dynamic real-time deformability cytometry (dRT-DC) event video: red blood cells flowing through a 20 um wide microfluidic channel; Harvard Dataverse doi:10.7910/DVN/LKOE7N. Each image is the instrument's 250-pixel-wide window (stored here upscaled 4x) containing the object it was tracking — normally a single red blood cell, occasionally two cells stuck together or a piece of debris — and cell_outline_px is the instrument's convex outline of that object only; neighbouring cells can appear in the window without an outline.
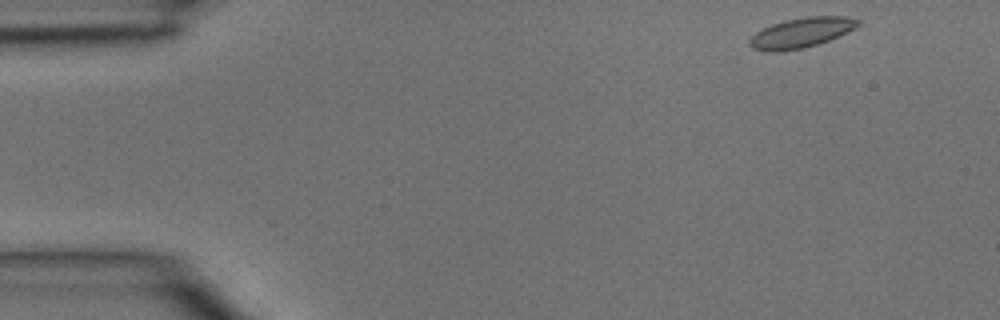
{"species": "common noctule bat (a hibernating species)", "species_latin": "Nyctalus noctula", "temperature_condition": "room temperature", "stored_images_in_passage": 3, "camera_frame_rate_fps": 3000, "um_per_image_px": 0.085, "animal": {"sex": "male", "body_mass_g": 15.6}, "frame": {"image": 1, "passage_image": 1, "time_ms": 0.0, "image_size_px": [1000, 320], "cell_outline_px": [[860, 24], [856, 28], [828, 40], [804, 48], [780, 52], [768, 52], [752, 48], [748, 44], [748, 40], [756, 32], [772, 24], [784, 20], [808, 16], [848, 16], [860, 20]], "centroid_in_image_um": [68.09, 2.78], "position_along_channel_um": 16.9, "area_um2": 19.02}}